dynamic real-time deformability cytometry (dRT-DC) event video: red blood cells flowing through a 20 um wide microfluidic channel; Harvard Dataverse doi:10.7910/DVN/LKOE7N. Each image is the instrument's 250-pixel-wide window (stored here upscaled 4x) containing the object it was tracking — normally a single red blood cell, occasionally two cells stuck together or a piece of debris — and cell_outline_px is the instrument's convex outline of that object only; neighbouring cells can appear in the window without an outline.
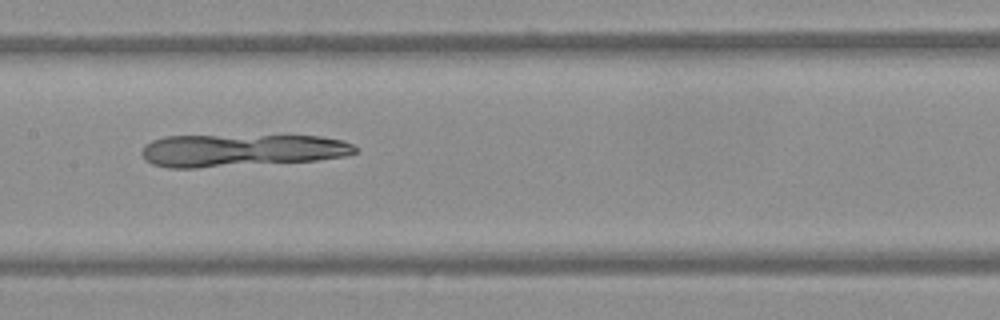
{"species": "Egyptian fruit bat (a non-hibernating species)", "species_latin": "Rousettus aegyptiacus", "temperature_condition": "warm", "stored_images_in_passage": 43, "camera_frame_rate_fps": 3000, "um_per_image_px": 0.085, "frame": {"image": 1, "passage_image": 18, "time_ms": 5.667, "image_size_px": [1000, 320], "cell_outline_px": [[356, 152], [344, 156], [316, 160], [196, 168], [168, 168], [152, 164], [144, 160], [140, 152], [144, 144], [152, 140], [164, 136], [320, 136], [340, 140], [352, 144], [356, 148]], "centroid_in_image_um": [20.42, 12.78], "position_along_channel_um": 187.0, "area_um2": 40.34}}